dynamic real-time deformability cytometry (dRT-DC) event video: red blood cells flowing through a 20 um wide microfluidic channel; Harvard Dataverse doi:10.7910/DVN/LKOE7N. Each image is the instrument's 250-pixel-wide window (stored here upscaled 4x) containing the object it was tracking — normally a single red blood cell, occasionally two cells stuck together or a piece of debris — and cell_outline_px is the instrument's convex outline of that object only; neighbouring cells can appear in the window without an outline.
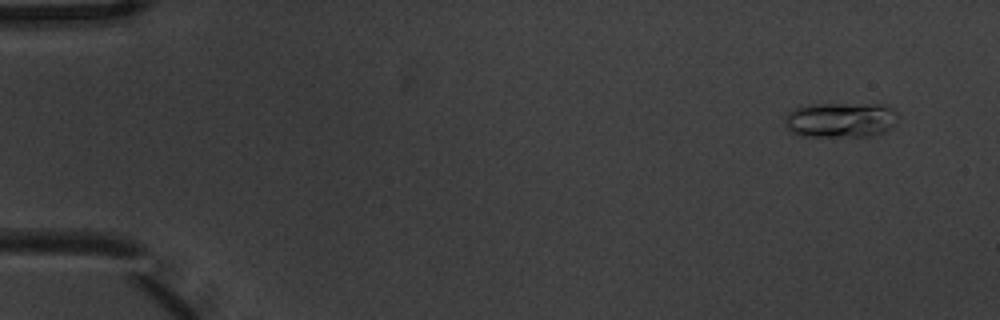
{"species": "common noctule bat (a hibernating species)", "species_latin": "Nyctalus noctula", "temperature_condition": "warm", "stored_images_in_passage": 9, "camera_frame_rate_fps": 3000, "um_per_image_px": 0.085, "animal": {"sex": "male", "body_mass_g": 20.1, "forearm_length_mm": 53.5}, "frame": {"image": 1, "passage_image": 1, "time_ms": 0.0, "image_size_px": [1000, 320], "cell_outline_px": [[900, 116], [892, 128], [884, 132], [872, 136], [804, 136], [792, 132], [784, 128], [784, 116], [792, 108], [808, 104], [888, 104]], "centroid_in_image_um": [71.45, 10.18], "position_along_channel_um": 13.5, "area_um2": 23.76}}
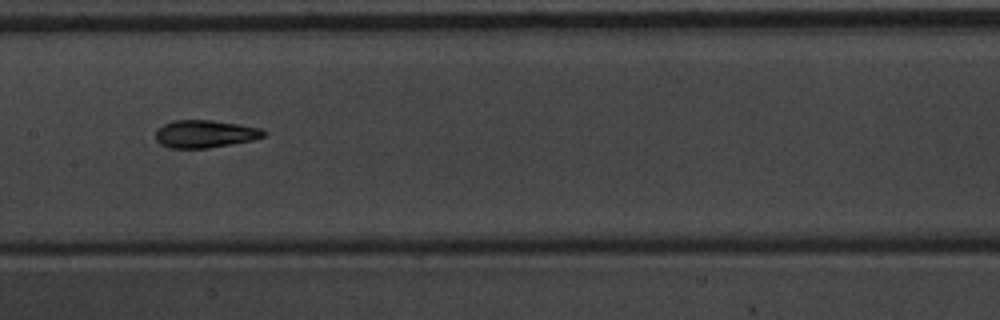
{"frame": {"image": 2, "passage_image": 8, "time_ms": 2.333, "image_size_px": [1000, 320], "cell_outline_px": [[268, 132], [264, 136], [252, 140], [208, 148], [168, 148], [160, 144], [156, 140], [156, 128], [172, 120], [212, 120], [240, 124], [260, 128]], "centroid_in_image_um": [17.4, 11.37], "position_along_channel_um": 190.0, "area_um2": 17.51}}
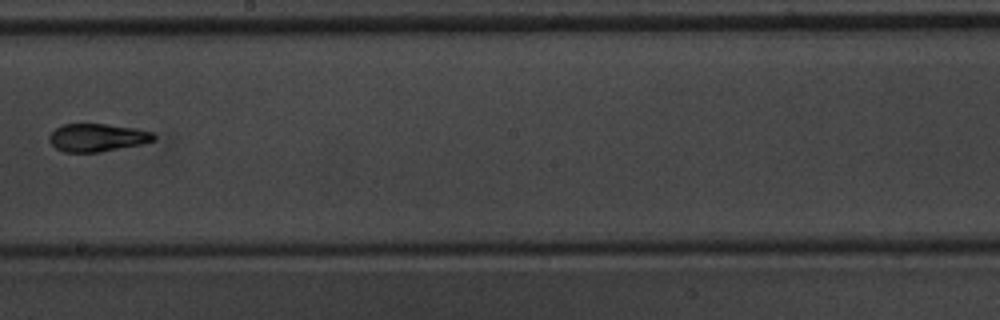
{"frame": {"image": 3, "passage_image": 9, "time_ms": 2.667, "image_size_px": [1000, 320], "cell_outline_px": [[156, 140], [140, 144], [100, 152], [64, 152], [56, 148], [48, 140], [48, 136], [56, 128], [64, 124], [104, 124], [136, 128], [152, 132], [156, 136]], "centroid_in_image_um": [8.26, 11.69], "position_along_channel_um": 239.9, "area_um2": 16.94}}